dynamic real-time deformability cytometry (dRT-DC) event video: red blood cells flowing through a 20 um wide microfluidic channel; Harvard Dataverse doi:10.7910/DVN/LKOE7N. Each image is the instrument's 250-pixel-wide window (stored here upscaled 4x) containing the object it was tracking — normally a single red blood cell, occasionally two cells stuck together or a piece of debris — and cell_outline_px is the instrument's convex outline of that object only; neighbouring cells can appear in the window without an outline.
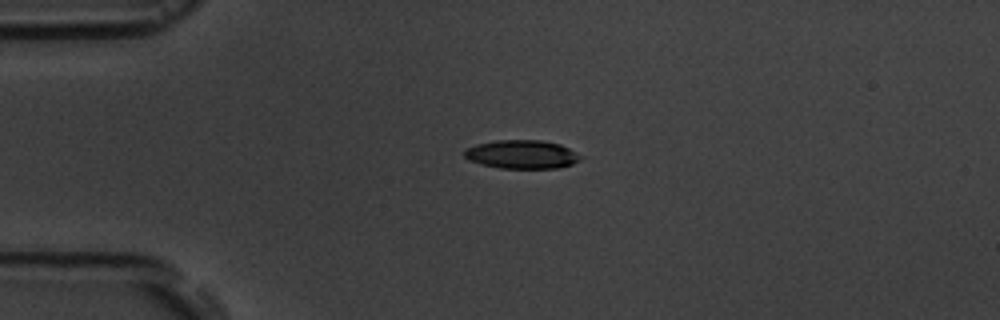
{"species": "common noctule bat (a hibernating species)", "species_latin": "Nyctalus noctula", "temperature_condition": "room temperature", "stored_images_in_passage": 6, "camera_frame_rate_fps": 3000, "um_per_image_px": 0.085, "animal": {"sex": "male", "body_mass_g": 19.5, "forearm_length_mm": 54.6}, "frame": {"image": 1, "passage_image": 6, "time_ms": 6.667, "image_size_px": [1000, 320], "cell_outline_px": [[584, 156], [580, 160], [572, 164], [560, 168], [500, 168], [484, 164], [472, 160], [464, 156], [464, 148], [476, 144], [496, 140], [540, 140], [560, 144]], "centroid_in_image_um": [44.39, 13.11], "position_along_channel_um": 40.6, "area_um2": 19.31}}